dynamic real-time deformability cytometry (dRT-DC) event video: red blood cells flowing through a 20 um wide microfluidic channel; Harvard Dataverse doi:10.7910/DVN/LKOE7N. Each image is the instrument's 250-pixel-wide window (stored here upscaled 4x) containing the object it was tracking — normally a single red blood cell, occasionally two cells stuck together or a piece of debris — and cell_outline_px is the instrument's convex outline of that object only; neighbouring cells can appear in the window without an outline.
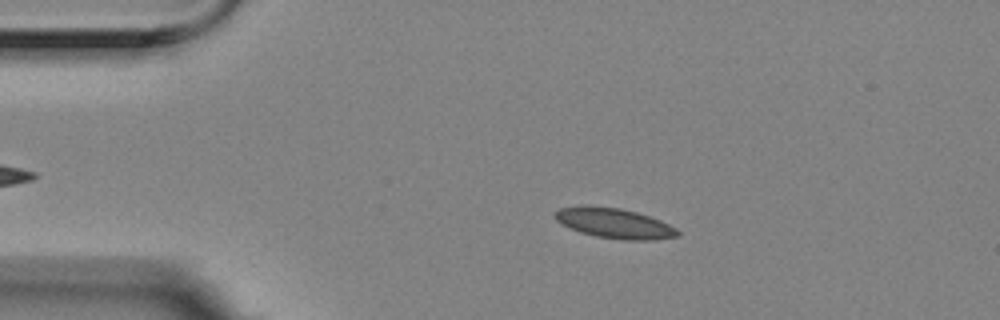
{"species": "Egyptian fruit bat (a non-hibernating species)", "species_latin": "Rousettus aegyptiacus", "temperature_condition": "room temperature", "stored_images_in_passage": 7, "camera_frame_rate_fps": 3000, "um_per_image_px": 0.085, "animal": {"sex": "female"}, "frame": {"image": 1, "passage_image": 2, "time_ms": 0.333, "image_size_px": [1000, 320], "cell_outline_px": [[680, 236], [652, 240], [624, 240], [596, 236], [580, 232], [556, 220], [552, 216], [552, 212], [560, 208], [584, 204], [620, 208], [636, 212], [660, 220], [676, 228], [680, 232]], "centroid_in_image_um": [52.19, 18.96], "position_along_channel_um": 32.8, "area_um2": 21.68}}
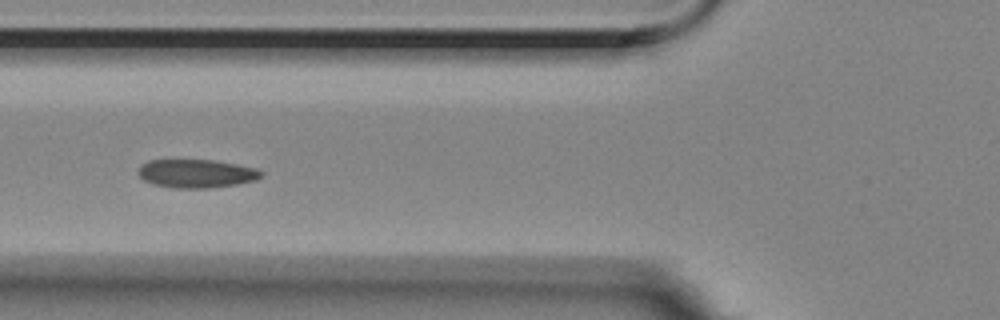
{"frame": {"image": 2, "passage_image": 5, "time_ms": 1.333, "image_size_px": [1000, 320], "cell_outline_px": [[264, 176], [256, 180], [236, 184], [208, 188], [172, 188], [152, 184], [144, 180], [140, 176], [140, 164], [148, 160], [212, 160], [236, 164], [256, 168], [264, 172]], "centroid_in_image_um": [16.72, 14.75], "position_along_channel_um": 109.1, "area_um2": 20.4}}
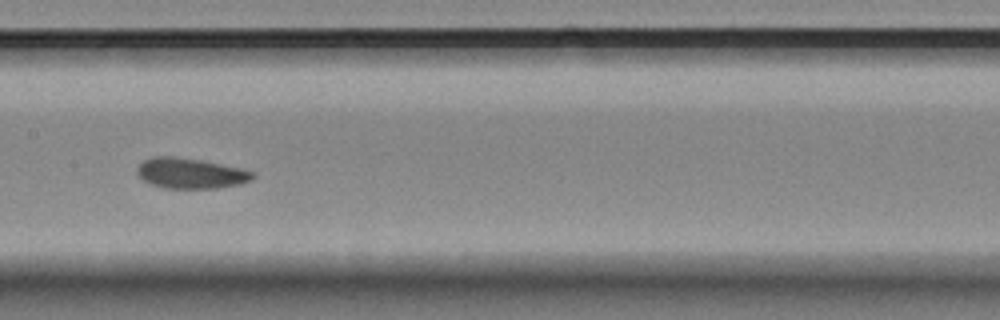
{"frame": {"image": 3, "passage_image": 7, "time_ms": 2.0, "image_size_px": [1000, 320], "cell_outline_px": [[256, 176], [252, 180], [240, 184], [216, 188], [160, 188], [144, 180], [136, 172], [136, 168], [144, 160], [152, 156], [172, 156], [200, 160], [240, 168], [252, 172]], "centroid_in_image_um": [16.18, 14.73], "position_along_channel_um": 191.2, "area_um2": 20.4}}